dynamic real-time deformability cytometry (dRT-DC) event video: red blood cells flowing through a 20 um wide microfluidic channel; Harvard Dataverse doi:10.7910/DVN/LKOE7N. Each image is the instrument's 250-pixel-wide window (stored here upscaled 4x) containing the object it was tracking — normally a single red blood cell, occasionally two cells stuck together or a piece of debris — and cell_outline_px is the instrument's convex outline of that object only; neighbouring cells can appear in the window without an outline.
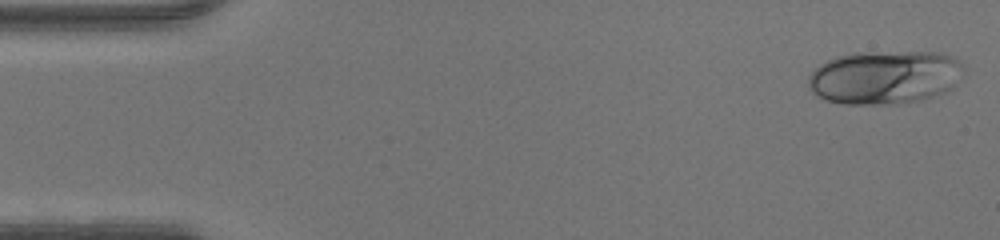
{"species": "human", "species_latin": "Homo sapiens", "temperature_condition": "warm", "stored_images_in_passage": 46, "camera_frame_rate_fps": 3000, "um_per_image_px": 0.085, "donor": {"sex": "male"}, "frame": {"image": 1, "passage_image": 1, "time_ms": 0.0, "image_size_px": [1000, 240], "cell_outline_px": [[964, 68], [952, 88], [944, 92], [920, 100], [892, 104], [844, 104], [828, 100], [816, 96], [808, 88], [808, 76], [820, 64], [836, 56], [852, 52], [940, 52], [952, 56]], "centroid_in_image_um": [75.15, 6.56], "position_along_channel_um": 9.8, "area_um2": 48.55}}
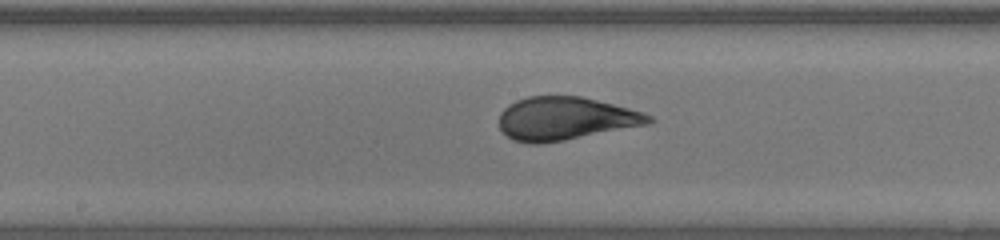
{"frame": {"image": 2, "passage_image": 23, "time_ms": 7.333, "image_size_px": [1000, 240], "cell_outline_px": [[656, 120], [648, 124], [564, 140], [540, 144], [528, 144], [512, 140], [500, 128], [500, 112], [508, 104], [516, 100], [528, 96], [580, 96], [644, 112], [652, 116]], "centroid_in_image_um": [48.04, 10.08], "position_along_channel_um": 200.2, "area_um2": 37.51}}
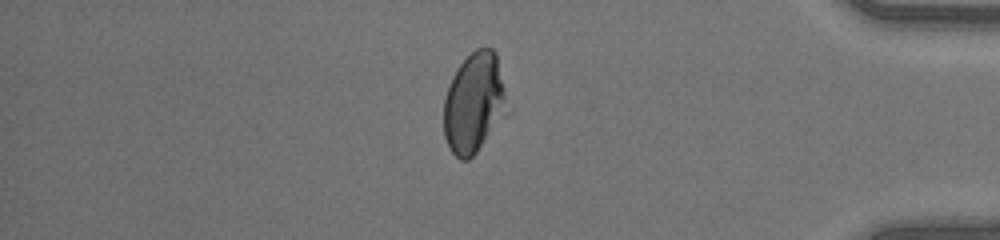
{"frame": {"image": 3, "passage_image": 39, "time_ms": 12.667, "image_size_px": [1000, 240], "cell_outline_px": [[508, 112], [476, 152], [468, 160], [460, 160], [452, 152], [444, 136], [444, 100], [452, 76], [460, 64], [476, 48], [492, 48], [496, 52], [504, 88]], "centroid_in_image_um": [40.29, 8.75], "position_along_channel_um": 394.9, "area_um2": 36.59}}